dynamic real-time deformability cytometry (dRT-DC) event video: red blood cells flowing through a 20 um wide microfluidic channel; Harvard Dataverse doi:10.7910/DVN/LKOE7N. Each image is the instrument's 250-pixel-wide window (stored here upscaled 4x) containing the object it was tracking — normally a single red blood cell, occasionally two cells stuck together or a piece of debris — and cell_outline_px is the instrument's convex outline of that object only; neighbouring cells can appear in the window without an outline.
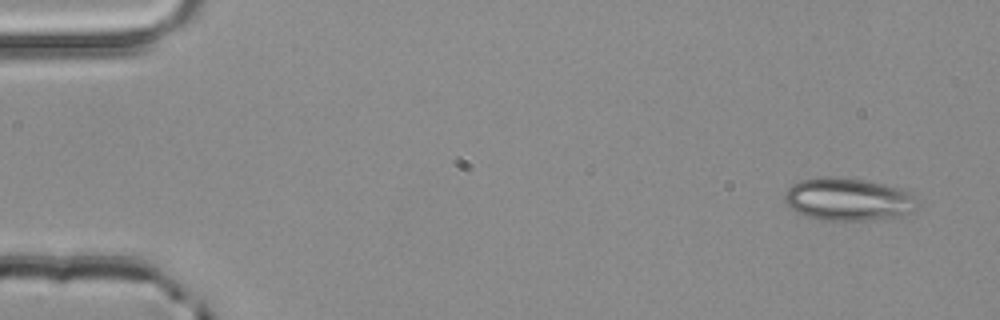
{"species": "common noctule bat (a hibernating species)", "species_latin": "Nyctalus noctula", "temperature_condition": "room temperature", "stored_images_in_passage": 3, "camera_frame_rate_fps": 3000, "um_per_image_px": 0.085, "animal": {"sex": "male", "body_mass_g": 20.4}, "frame": {"image": 1, "passage_image": 3, "time_ms": 0.667, "image_size_px": [1000, 320], "cell_outline_px": [[920, 208], [916, 212], [904, 216], [884, 220], [820, 220], [804, 216], [796, 212], [784, 200], [784, 192], [792, 184], [800, 180], [820, 176], [836, 176], [864, 180], [904, 188], [912, 196]], "centroid_in_image_um": [72.14, 16.95], "position_along_channel_um": 12.9, "area_um2": 33.87}}